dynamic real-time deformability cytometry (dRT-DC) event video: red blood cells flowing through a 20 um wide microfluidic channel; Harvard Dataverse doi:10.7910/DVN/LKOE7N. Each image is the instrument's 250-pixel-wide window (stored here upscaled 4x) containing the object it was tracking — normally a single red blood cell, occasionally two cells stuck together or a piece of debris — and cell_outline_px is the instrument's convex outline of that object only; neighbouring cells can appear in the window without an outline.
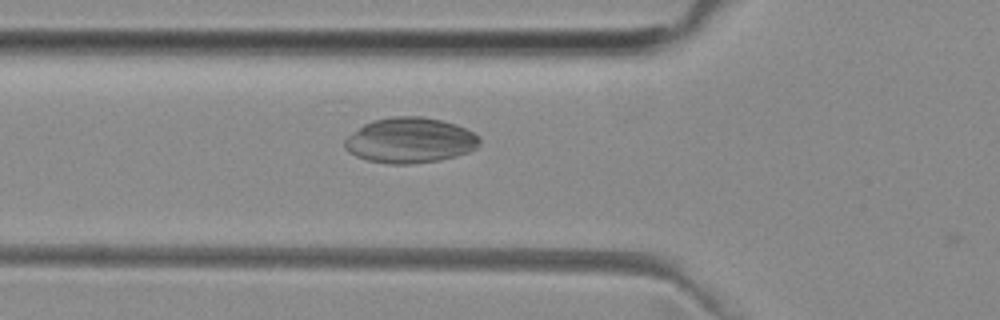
{"species": "common noctule bat (a hibernating species)", "species_latin": "Nyctalus noctula", "temperature_condition": "room temperature", "stored_images_in_passage": 35, "camera_frame_rate_fps": 3000, "um_per_image_px": 0.085, "animal": {"sex": "female", "body_mass_g": 29.2, "forearm_length_mm": 56.3}, "frame": {"image": 1, "passage_image": 8, "time_ms": 2.333, "image_size_px": [1000, 320], "cell_outline_px": [[480, 144], [476, 148], [468, 152], [456, 156], [440, 160], [408, 164], [388, 164], [368, 160], [356, 156], [348, 152], [344, 148], [344, 140], [348, 136], [364, 124], [372, 120], [392, 116], [420, 116], [440, 120], [456, 124], [480, 136]], "centroid_in_image_um": [34.84, 11.93], "position_along_channel_um": 91.0, "area_um2": 35.72}}
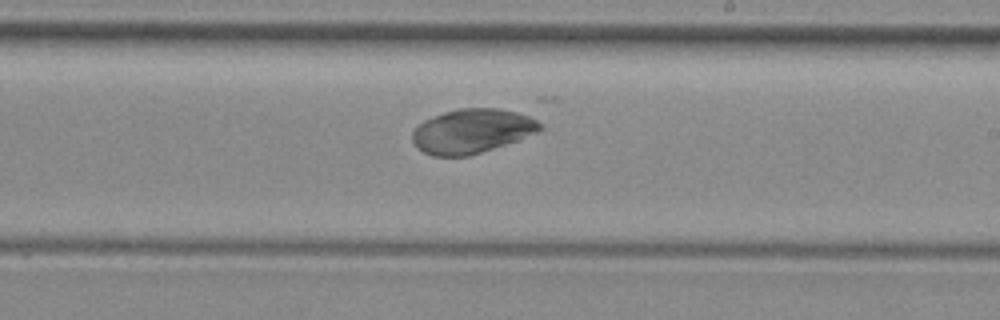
{"frame": {"image": 2, "passage_image": 20, "time_ms": 6.333, "image_size_px": [1000, 320], "cell_outline_px": [[544, 128], [536, 132], [516, 140], [468, 156], [432, 156], [416, 148], [412, 140], [412, 132], [424, 120], [444, 112], [460, 108], [500, 108], [516, 112], [528, 116], [544, 124]], "centroid_in_image_um": [40.1, 11.13], "position_along_channel_um": 248.9, "area_um2": 32.71}}
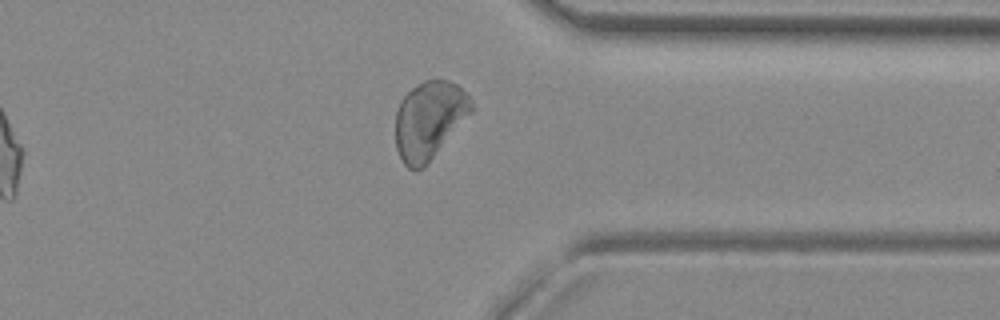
{"frame": {"image": 3, "passage_image": 30, "time_ms": 9.667, "image_size_px": [1000, 320], "cell_outline_px": [[476, 108], [424, 168], [408, 168], [404, 164], [396, 148], [396, 112], [400, 100], [412, 88], [424, 80], [436, 76], [448, 80], [456, 84], [472, 100]], "centroid_in_image_um": [36.51, 10.16], "position_along_channel_um": 374.9, "area_um2": 34.68}}